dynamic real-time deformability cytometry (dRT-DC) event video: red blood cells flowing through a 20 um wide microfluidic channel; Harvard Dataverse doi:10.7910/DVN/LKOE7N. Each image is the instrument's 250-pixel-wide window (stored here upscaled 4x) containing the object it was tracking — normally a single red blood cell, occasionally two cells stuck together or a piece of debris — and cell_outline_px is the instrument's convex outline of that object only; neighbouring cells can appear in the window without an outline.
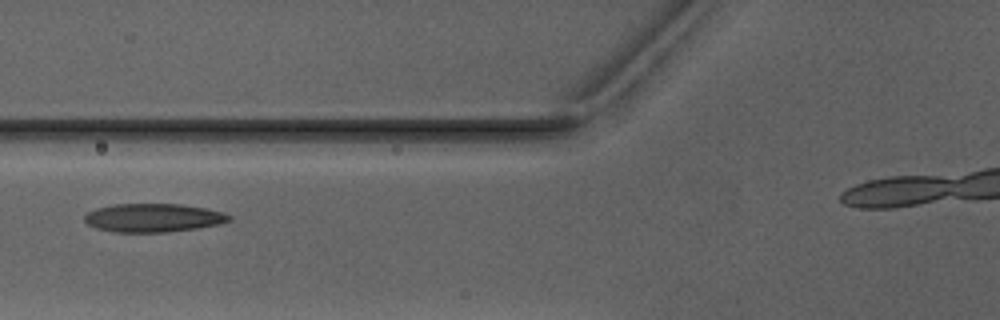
{"species": "Egyptian fruit bat (a non-hibernating species)", "species_latin": "Rousettus aegyptiacus", "temperature_condition": "warm", "stored_images_in_passage": 4, "camera_frame_rate_fps": 3000, "um_per_image_px": 0.085, "animal": {"sex": "male"}, "frame": {"image": 1, "passage_image": 3, "time_ms": 2.333, "image_size_px": [1000, 320], "cell_outline_px": [[232, 220], [220, 224], [196, 228], [168, 232], [112, 232], [96, 228], [88, 224], [84, 220], [84, 216], [88, 212], [96, 208], [112, 204], [180, 204], [204, 208], [224, 212], [232, 216]], "centroid_in_image_um": [13.03, 18.51], "position_along_channel_um": 112.8, "area_um2": 24.1}}
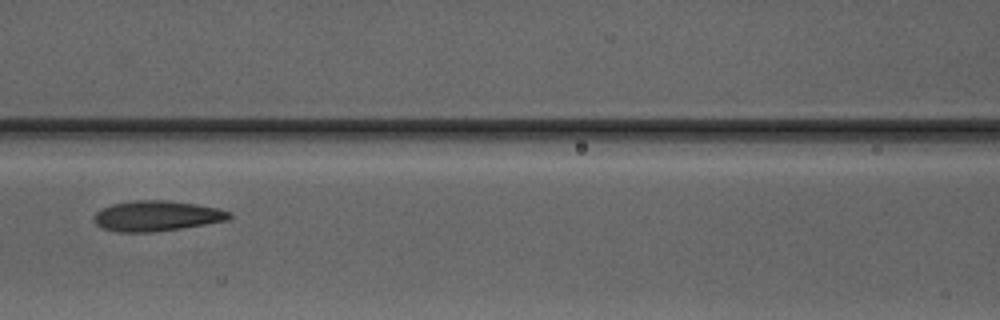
{"frame": {"image": 2, "passage_image": 4, "time_ms": 3.333, "image_size_px": [1000, 320], "cell_outline_px": [[232, 216], [228, 220], [180, 228], [152, 232], [116, 232], [100, 228], [92, 220], [92, 216], [100, 208], [112, 204], [132, 200], [164, 200], [196, 204], [220, 208], [232, 212]], "centroid_in_image_um": [13.27, 18.35], "position_along_channel_um": 153.3, "area_um2": 24.22}}